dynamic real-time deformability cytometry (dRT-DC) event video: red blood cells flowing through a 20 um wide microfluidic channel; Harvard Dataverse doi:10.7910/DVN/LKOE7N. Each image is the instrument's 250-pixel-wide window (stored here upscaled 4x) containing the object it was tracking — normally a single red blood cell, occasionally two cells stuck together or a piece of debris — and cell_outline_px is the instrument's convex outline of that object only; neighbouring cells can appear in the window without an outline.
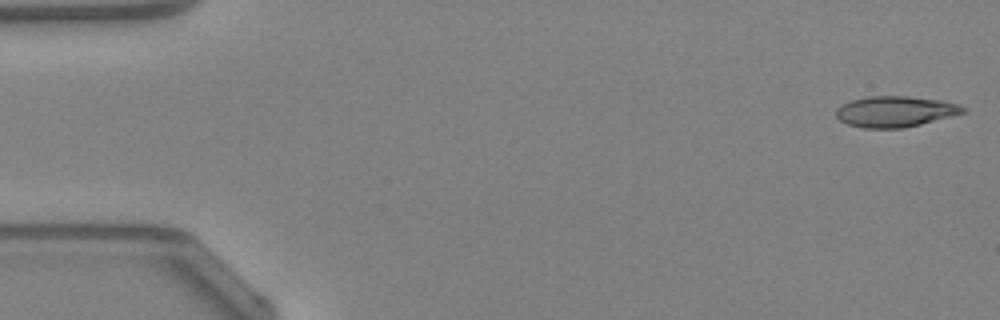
{"species": "Egyptian fruit bat (a non-hibernating species)", "species_latin": "Rousettus aegyptiacus", "temperature_condition": "warm", "stored_images_in_passage": 47, "camera_frame_rate_fps": 3000, "um_per_image_px": 0.085, "animal": {"sex": "female"}, "frame": {"image": 1, "passage_image": 1, "time_ms": 0.0, "image_size_px": [1000, 320], "cell_outline_px": [[968, 112], [904, 128], [864, 128], [848, 124], [840, 120], [836, 116], [836, 108], [840, 104], [852, 100], [868, 96], [908, 96], [940, 100], [960, 104], [968, 108]], "centroid_in_image_um": [76.12, 9.47], "position_along_channel_um": 8.9, "area_um2": 23.0}}
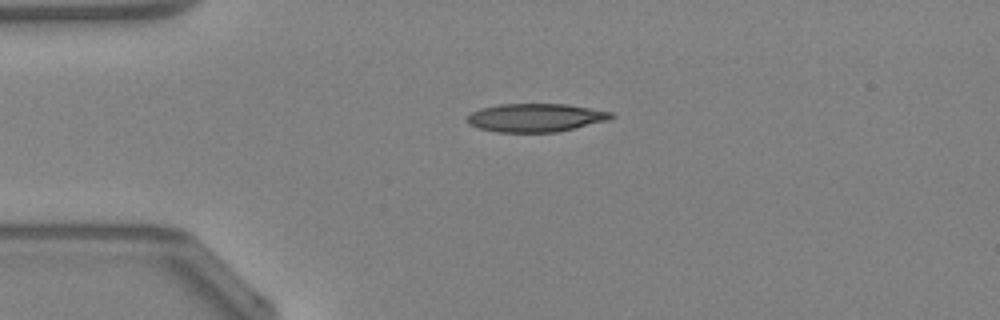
{"frame": {"image": 2, "passage_image": 11, "time_ms": 3.333, "image_size_px": [1000, 320], "cell_outline_px": [[616, 116], [612, 120], [556, 132], [496, 132], [480, 128], [468, 124], [464, 120], [472, 112], [480, 108], [500, 104], [568, 104], [612, 112]], "centroid_in_image_um": [45.56, 10.0], "position_along_channel_um": 39.4, "area_um2": 23.99}}
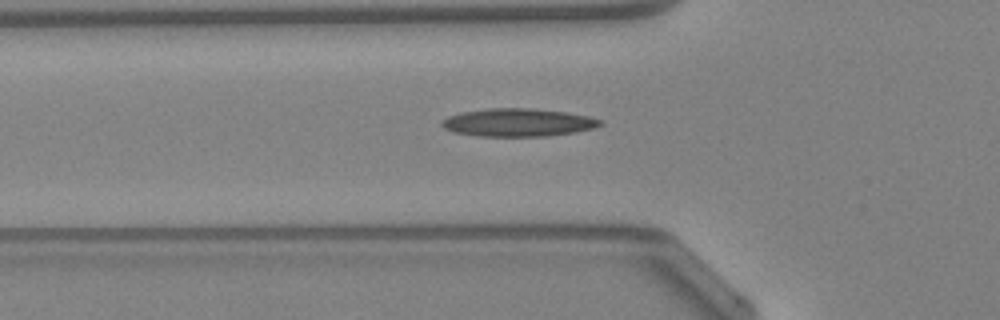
{"frame": {"image": 3, "passage_image": 16, "time_ms": 5.0, "image_size_px": [1000, 320], "cell_outline_px": [[604, 124], [592, 128], [572, 132], [544, 136], [480, 136], [452, 132], [444, 128], [440, 124], [440, 120], [448, 116], [460, 112], [488, 108], [532, 108], [568, 112], [588, 116], [604, 120]], "centroid_in_image_um": [44.0, 10.4], "position_along_channel_um": 81.8, "area_um2": 25.95}, "authors_computed_cell_mechanics": {"area_um2": 23.8136, "velocity_mm_per_s": 4.3086, "shape_relaxation_time_tau1_ms": null, "shape_relaxation_time_tau2_ms": 6.9066, "deformation_change_tau1": null, "deformation_change_tau2": 0.2303}}